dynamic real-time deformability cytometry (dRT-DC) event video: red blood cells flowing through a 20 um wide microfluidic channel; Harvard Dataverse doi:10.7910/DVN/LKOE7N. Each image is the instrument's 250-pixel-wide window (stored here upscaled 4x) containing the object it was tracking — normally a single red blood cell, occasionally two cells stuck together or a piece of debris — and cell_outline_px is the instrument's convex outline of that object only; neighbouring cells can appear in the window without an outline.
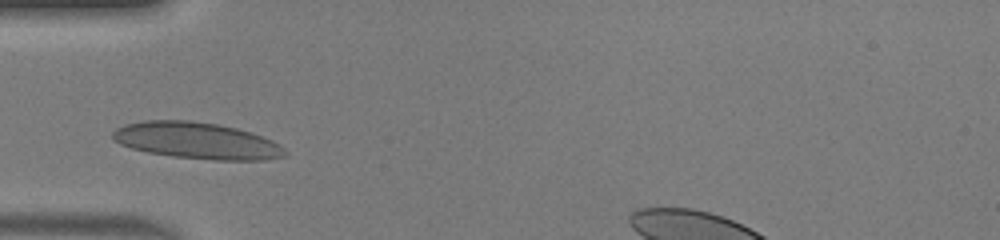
{"species": "human", "species_latin": "Homo sapiens", "temperature_condition": "warm", "stored_images_in_passage": 24, "camera_frame_rate_fps": 3000, "um_per_image_px": 0.085, "donor": {"sex": "male"}, "frame": {"image": 1, "passage_image": 1, "time_ms": 0.0, "image_size_px": [1000, 240], "cell_outline_px": [[288, 156], [264, 160], [212, 160], [172, 156], [148, 152], [132, 148], [120, 144], [112, 140], [112, 132], [116, 128], [124, 124], [144, 120], [192, 120], [220, 124], [252, 132], [272, 140], [280, 144], [288, 152]], "centroid_in_image_um": [16.75, 11.95], "position_along_channel_um": 68.3, "area_um2": 37.11}}
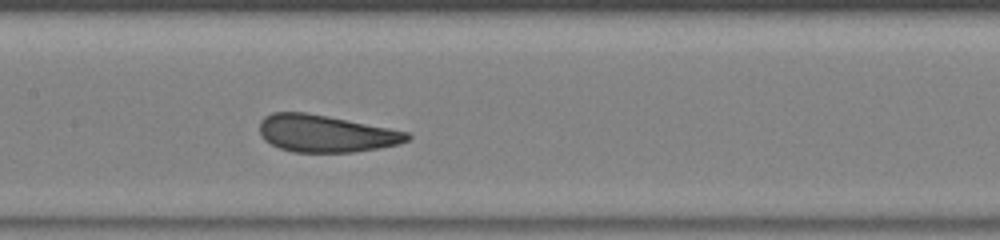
{"frame": {"image": 2, "passage_image": 9, "time_ms": 2.667, "image_size_px": [1000, 240], "cell_outline_px": [[412, 136], [408, 140], [400, 144], [380, 148], [352, 152], [292, 152], [280, 148], [264, 140], [260, 132], [260, 120], [264, 116], [272, 112], [304, 112], [328, 116], [408, 132]], "centroid_in_image_um": [27.68, 11.35], "position_along_channel_um": 179.7, "area_um2": 31.91}}
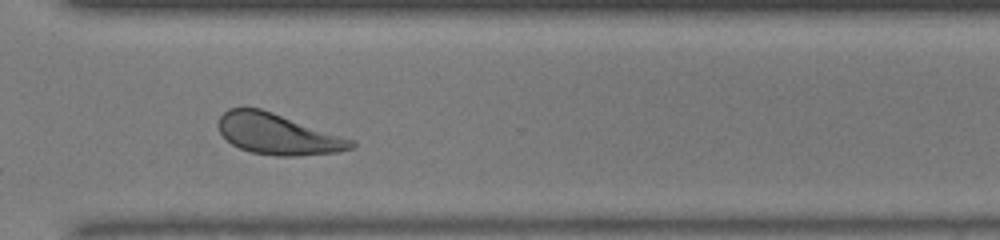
{"frame": {"image": 3, "passage_image": 21, "time_ms": 6.667, "image_size_px": [1000, 240], "cell_outline_px": [[356, 144], [352, 148], [336, 152], [296, 156], [276, 156], [252, 152], [240, 148], [232, 144], [220, 132], [220, 116], [228, 108], [260, 108], [356, 140]], "centroid_in_image_um": [23.66, 11.4], "position_along_channel_um": 346.9, "area_um2": 31.27}, "authors_computed_cell_mechanics": {"area_um2": 32.1368, "velocity_mm_per_s": 4.1863, "shape_relaxation_time_tau1_ms": 4.6524, "shape_relaxation_time_tau2_ms": 0.8164, "deformation_change_tau1": 0.1305, "deformation_change_tau2": 0.0661}}